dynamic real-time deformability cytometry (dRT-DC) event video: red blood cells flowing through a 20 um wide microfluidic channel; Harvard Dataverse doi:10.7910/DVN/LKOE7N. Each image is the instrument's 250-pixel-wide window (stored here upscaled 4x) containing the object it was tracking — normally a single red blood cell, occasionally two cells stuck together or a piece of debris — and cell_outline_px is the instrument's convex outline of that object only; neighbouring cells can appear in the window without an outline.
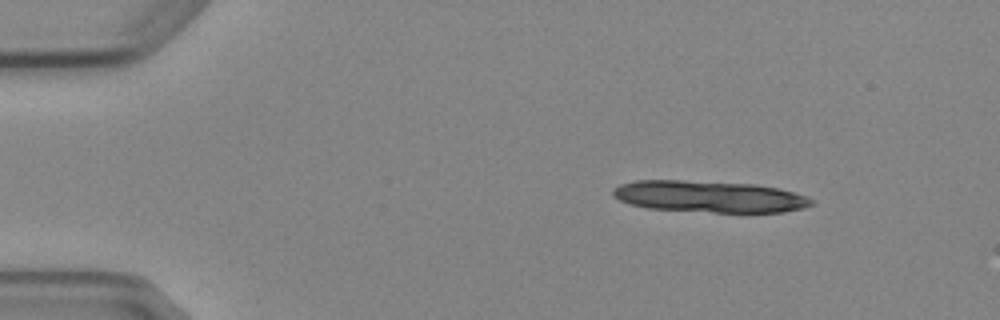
{"species": "Egyptian fruit bat (a non-hibernating species)", "species_latin": "Rousettus aegyptiacus", "temperature_condition": "cold", "stored_images_in_passage": 8, "camera_frame_rate_fps": 3000, "um_per_image_px": 0.085, "animal": {"sex": "female"}, "frame": {"image": 1, "passage_image": 1, "time_ms": 0.0, "image_size_px": [1000, 320], "cell_outline_px": [[816, 204], [804, 208], [784, 212], [712, 212], [648, 208], [628, 204], [612, 196], [612, 188], [620, 184], [636, 180], [680, 180], [756, 184], [776, 188], [808, 196]], "centroid_in_image_um": [60.27, 16.71], "position_along_channel_um": 24.7, "area_um2": 36.7}}
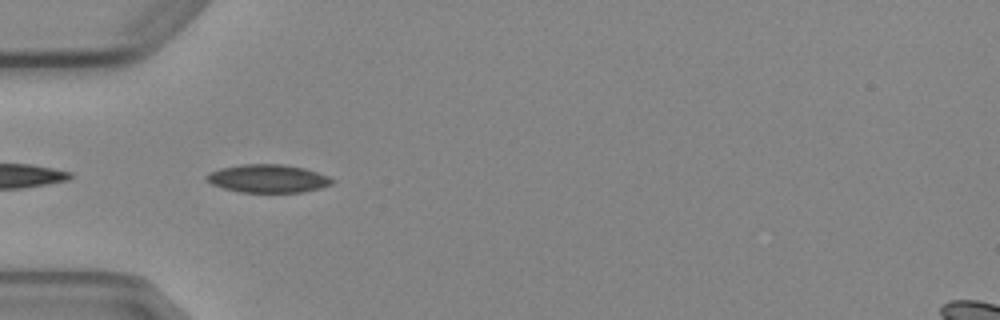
{"frame": {"image": 2, "passage_image": 4, "time_ms": 3.333, "image_size_px": [1000, 320], "cell_outline_px": [[336, 180], [332, 184], [320, 188], [304, 192], [240, 192], [224, 188], [212, 184], [204, 180], [204, 176], [208, 172], [220, 168], [244, 164], [284, 164], [304, 168], [328, 176]], "centroid_in_image_um": [22.75, 15.17], "position_along_channel_um": 62.2, "area_um2": 20.69}}
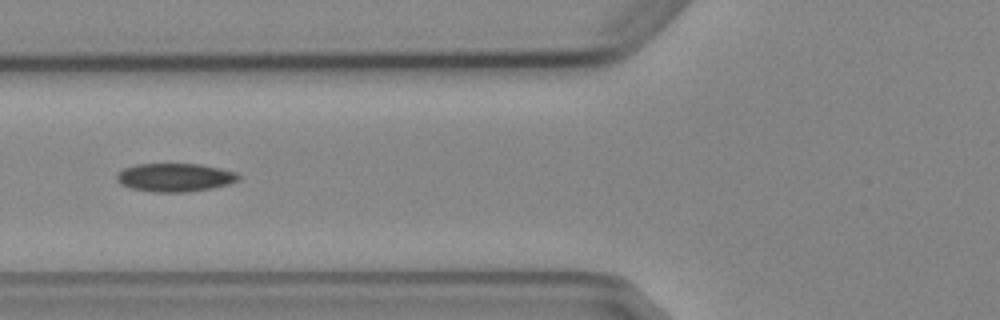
{"frame": {"image": 3, "passage_image": 5, "time_ms": 4.667, "image_size_px": [1000, 320], "cell_outline_px": [[240, 180], [228, 184], [212, 188], [188, 192], [152, 192], [132, 188], [120, 184], [116, 180], [116, 176], [124, 168], [136, 164], [200, 164], [220, 168], [236, 172], [240, 176]], "centroid_in_image_um": [14.88, 15.08], "position_along_channel_um": 110.9, "area_um2": 20.17}}